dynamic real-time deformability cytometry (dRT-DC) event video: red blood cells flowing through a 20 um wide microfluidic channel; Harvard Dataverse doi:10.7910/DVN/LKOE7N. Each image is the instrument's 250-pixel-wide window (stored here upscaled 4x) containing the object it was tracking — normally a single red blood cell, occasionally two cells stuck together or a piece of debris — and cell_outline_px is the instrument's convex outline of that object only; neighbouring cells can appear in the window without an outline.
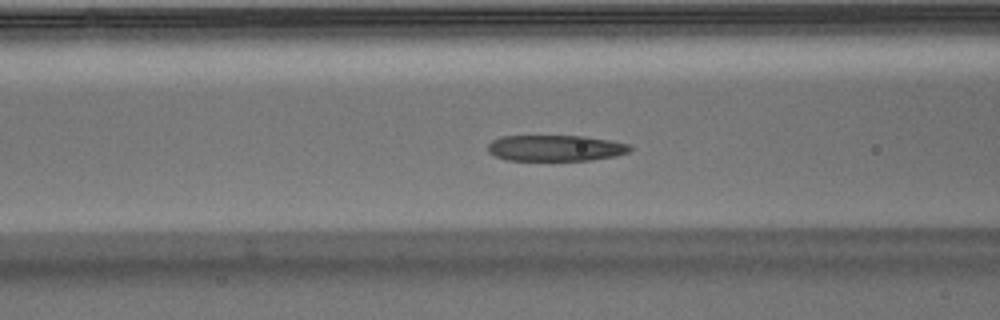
{"species": "Egyptian fruit bat (a non-hibernating species)", "species_latin": "Rousettus aegyptiacus", "temperature_condition": "warm", "stored_images_in_passage": 36, "camera_frame_rate_fps": 3000, "um_per_image_px": 0.085, "animal": {"sex": "male"}, "frame": {"image": 1, "passage_image": 5, "time_ms": 1.333, "image_size_px": [1000, 320], "cell_outline_px": [[632, 148], [628, 152], [616, 156], [592, 160], [508, 160], [496, 156], [488, 152], [488, 144], [492, 140], [500, 136], [584, 136], [632, 144]], "centroid_in_image_um": [47.23, 12.58], "position_along_channel_um": 119.4, "area_um2": 21.62}}
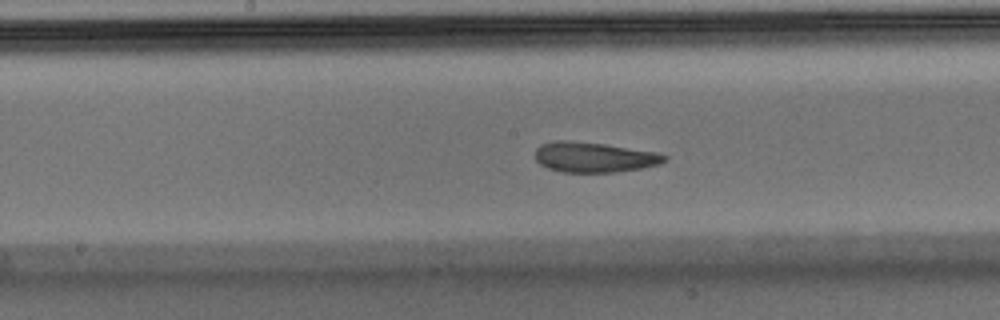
{"frame": {"image": 2, "passage_image": 11, "time_ms": 3.333, "image_size_px": [1000, 320], "cell_outline_px": [[668, 160], [660, 164], [640, 168], [616, 172], [564, 172], [548, 168], [540, 164], [536, 160], [536, 148], [540, 144], [556, 140], [568, 140], [604, 144], [656, 152], [668, 156]], "centroid_in_image_um": [50.5, 13.36], "position_along_channel_um": 197.7, "area_um2": 22.72}}
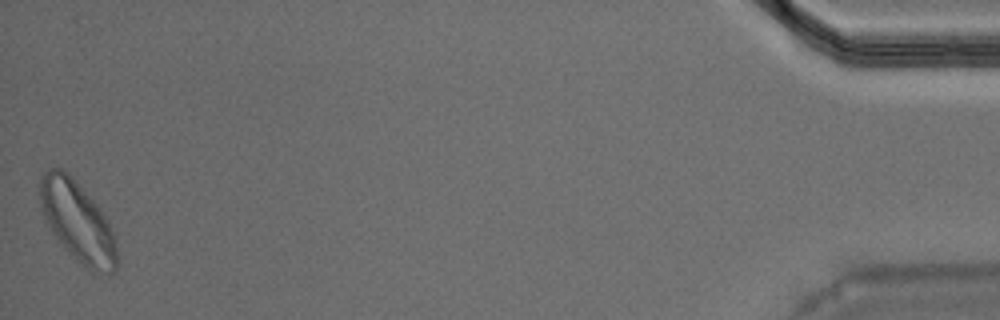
{"frame": {"image": 3, "passage_image": 36, "time_ms": 11.667, "image_size_px": [1000, 320], "cell_outline_px": [[120, 260], [116, 272], [108, 276], [92, 272], [68, 252], [64, 248], [52, 232], [40, 208], [40, 176], [48, 168], [64, 168], [76, 180], [96, 204], [108, 220], [116, 236]], "centroid_in_image_um": [6.65, 18.88], "position_along_channel_um": 428.5, "area_um2": 36.82}, "authors_computed_cell_mechanics": {"area_um2": 23.4668, "velocity_mm_per_s": 3.8999, "shape_relaxation_time_tau1_ms": 4.5103, "shape_relaxation_time_tau2_ms": 2.1603, "deformation_change_tau1": 0.1299, "deformation_change_tau2": 0.0899}}